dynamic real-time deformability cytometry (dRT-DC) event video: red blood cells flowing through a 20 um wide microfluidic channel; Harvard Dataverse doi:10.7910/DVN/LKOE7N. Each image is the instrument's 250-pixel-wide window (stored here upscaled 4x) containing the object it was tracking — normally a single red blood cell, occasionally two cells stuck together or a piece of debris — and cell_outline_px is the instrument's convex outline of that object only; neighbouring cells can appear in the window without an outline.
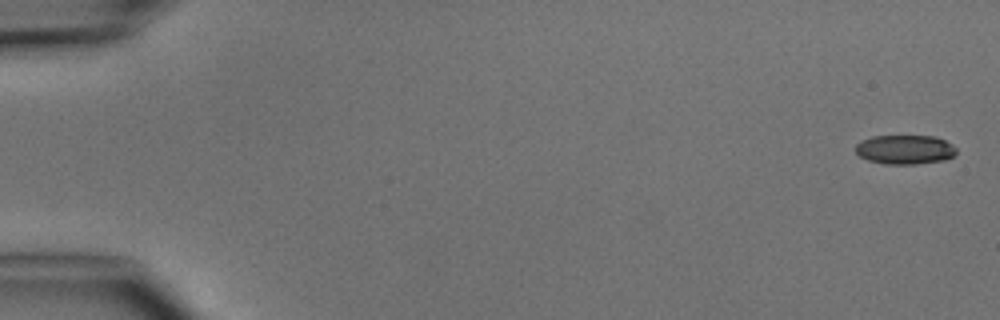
{"species": "common noctule bat (a hibernating species)", "species_latin": "Nyctalus noctula", "temperature_condition": "cold", "stored_images_in_passage": 5, "camera_frame_rate_fps": 3000, "um_per_image_px": 0.085, "animal": {"sex": "male", "body_mass_g": 15.6}, "frame": {"image": 1, "passage_image": 1, "time_ms": 0.0, "image_size_px": [1000, 320], "cell_outline_px": [[956, 152], [952, 156], [944, 160], [916, 164], [884, 164], [868, 160], [860, 156], [856, 152], [856, 144], [860, 140], [872, 136], [936, 136], [952, 144], [956, 148]], "centroid_in_image_um": [76.91, 12.71], "position_along_channel_um": 8.1, "area_um2": 17.22}}
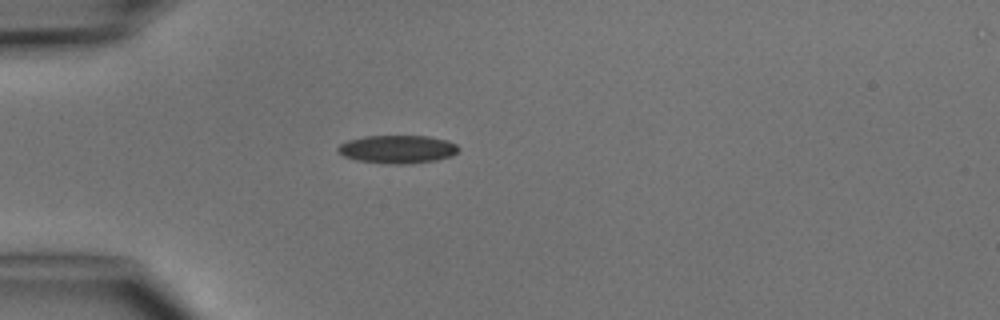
{"frame": {"image": 2, "passage_image": 4, "time_ms": 4.333, "image_size_px": [1000, 320], "cell_outline_px": [[460, 148], [452, 156], [436, 160], [404, 164], [388, 164], [356, 160], [344, 156], [336, 148], [340, 144], [348, 140], [364, 136], [428, 136], [448, 140], [456, 144]], "centroid_in_image_um": [33.8, 12.68], "position_along_channel_um": 51.2, "area_um2": 19.77}}